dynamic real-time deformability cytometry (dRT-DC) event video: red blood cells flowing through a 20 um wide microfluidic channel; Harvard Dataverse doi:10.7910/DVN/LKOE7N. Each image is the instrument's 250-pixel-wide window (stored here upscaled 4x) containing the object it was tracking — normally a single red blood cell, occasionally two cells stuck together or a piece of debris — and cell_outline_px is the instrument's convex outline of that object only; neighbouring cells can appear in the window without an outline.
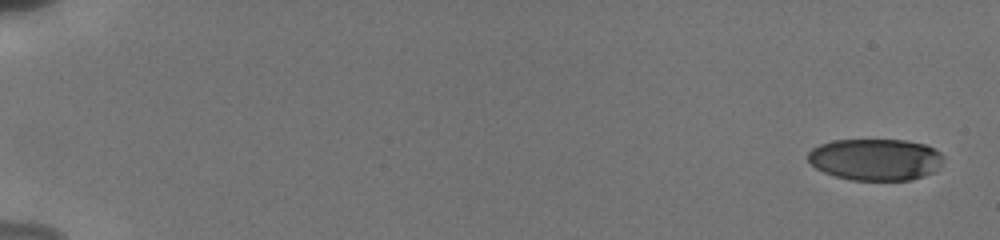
{"species": "human", "species_latin": "Homo sapiens", "temperature_condition": "cold", "stored_images_in_passage": 34, "camera_frame_rate_fps": 3000, "um_per_image_px": 0.085, "donor": {"sex": "male"}, "frame": {"image": 1, "passage_image": 1, "time_ms": 0.0, "image_size_px": [1000, 240], "cell_outline_px": [[944, 156], [940, 164], [932, 172], [924, 176], [912, 180], [852, 180], [836, 176], [824, 172], [816, 168], [808, 160], [808, 152], [812, 148], [820, 144], [832, 140], [904, 140], [924, 144], [940, 152]], "centroid_in_image_um": [74.4, 13.55], "position_along_channel_um": 10.6, "area_um2": 32.83}}
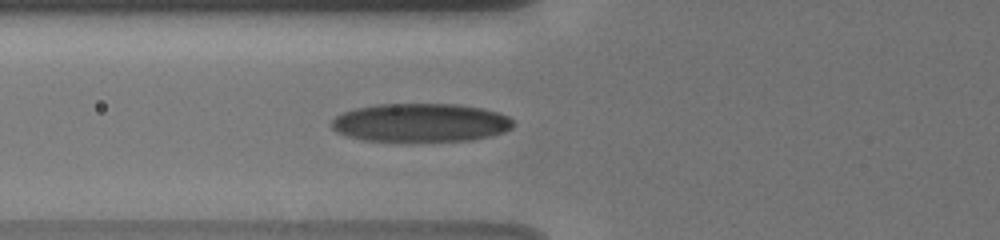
{"frame": {"image": 2, "passage_image": 19, "time_ms": 7.0, "image_size_px": [1000, 240], "cell_outline_px": [[512, 128], [504, 132], [472, 140], [364, 140], [348, 136], [336, 132], [332, 128], [332, 120], [336, 116], [344, 112], [356, 108], [376, 104], [460, 104], [484, 108], [500, 112], [508, 116], [512, 120]], "centroid_in_image_um": [35.77, 10.4], "position_along_channel_um": 90.0, "area_um2": 40.46}}
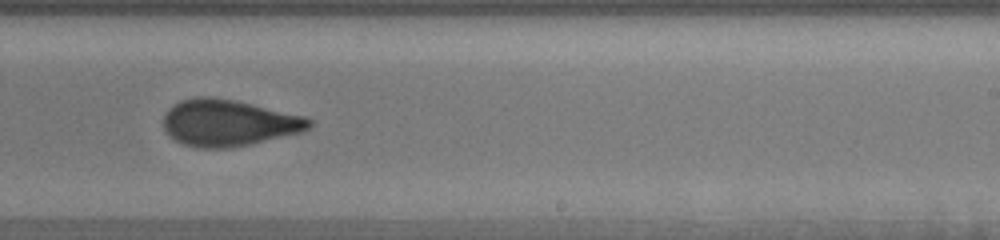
{"frame": {"image": 3, "passage_image": 28, "time_ms": 11.667, "image_size_px": [1000, 240], "cell_outline_px": [[312, 124], [308, 128], [300, 132], [248, 144], [228, 148], [196, 148], [184, 144], [176, 140], [164, 128], [164, 116], [168, 108], [172, 104], [180, 100], [196, 96], [212, 96], [236, 100], [304, 116], [312, 120]], "centroid_in_image_um": [19.39, 10.42], "position_along_channel_um": 269.6, "area_um2": 39.3}, "authors_computed_cell_mechanics": {"area_um2": 37.5411, "velocity_mm_per_s": 3.8542, "shape_relaxation_time_tau1_ms": 5.5397, "shape_relaxation_time_tau2_ms": 1.3736, "deformation_change_tau1": 0.1932, "deformation_change_tau2": 0.0799}}